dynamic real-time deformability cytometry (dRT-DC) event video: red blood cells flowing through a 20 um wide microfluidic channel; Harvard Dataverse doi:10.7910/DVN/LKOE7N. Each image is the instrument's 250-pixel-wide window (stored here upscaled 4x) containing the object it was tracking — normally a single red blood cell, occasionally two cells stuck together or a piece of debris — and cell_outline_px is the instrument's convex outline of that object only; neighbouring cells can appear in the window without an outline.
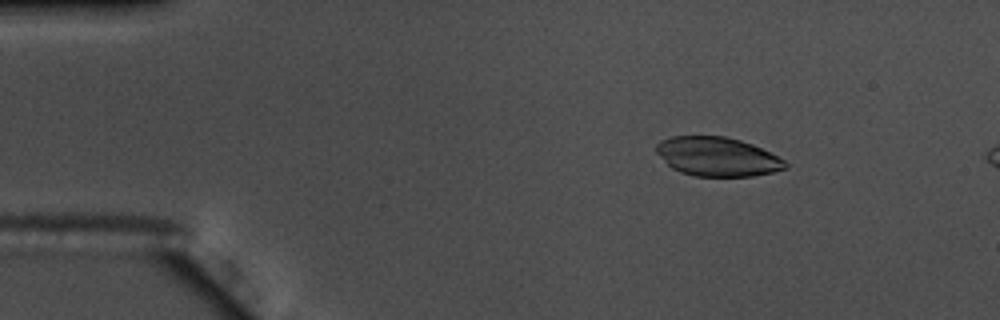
{"species": "common noctule bat (a hibernating species)", "species_latin": "Nyctalus noctula", "temperature_condition": "warm", "stored_images_in_passage": 57, "camera_frame_rate_fps": 3000, "um_per_image_px": 0.085, "animal": {"sex": "male", "body_mass_g": 17.5, "forearm_length_mm": 52.3}, "frame": {"image": 1, "passage_image": 9, "time_ms": 2.667, "image_size_px": [1000, 320], "cell_outline_px": [[788, 168], [772, 172], [752, 176], [696, 176], [680, 172], [672, 168], [656, 152], [656, 144], [660, 140], [672, 136], [724, 136], [740, 140], [752, 144], [784, 160], [788, 164]], "centroid_in_image_um": [60.96, 13.31], "position_along_channel_um": 24.0, "area_um2": 29.19}}
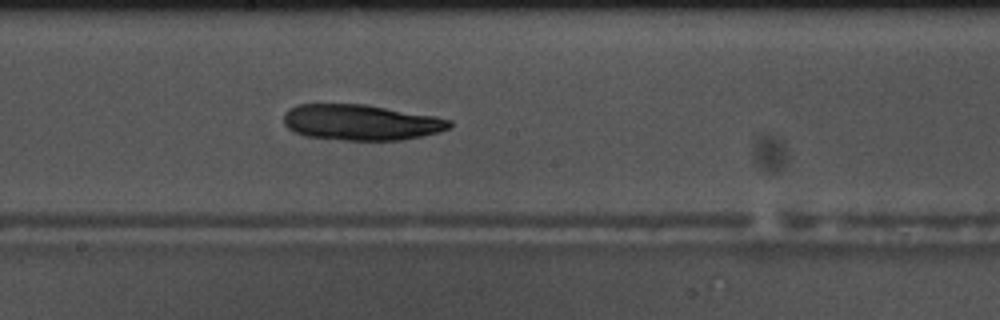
{"frame": {"image": 2, "passage_image": 31, "time_ms": 10.0, "image_size_px": [1000, 320], "cell_outline_px": [[452, 124], [448, 128], [440, 132], [400, 140], [344, 140], [304, 136], [288, 128], [284, 124], [284, 112], [288, 108], [296, 104], [368, 104], [436, 116], [452, 120]], "centroid_in_image_um": [30.67, 10.39], "position_along_channel_um": 217.5, "area_um2": 34.8}}
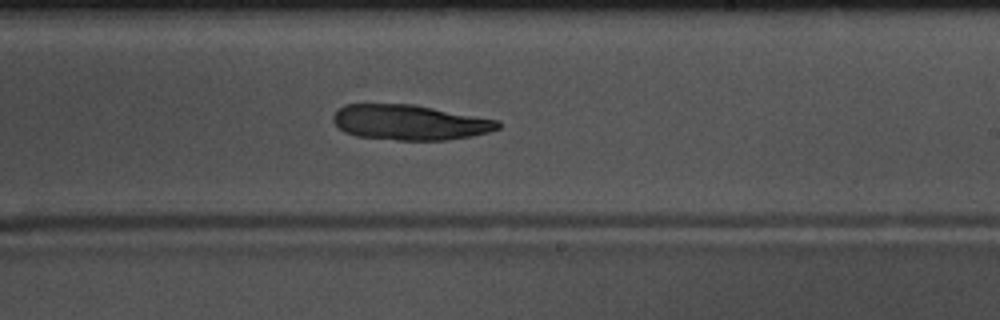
{"frame": {"image": 3, "passage_image": 34, "time_ms": 11.0, "image_size_px": [1000, 320], "cell_outline_px": [[500, 128], [488, 132], [472, 136], [444, 140], [396, 140], [356, 136], [344, 132], [332, 120], [332, 116], [344, 104], [412, 104], [500, 120]], "centroid_in_image_um": [34.83, 10.4], "position_along_channel_um": 254.2, "area_um2": 33.81}}